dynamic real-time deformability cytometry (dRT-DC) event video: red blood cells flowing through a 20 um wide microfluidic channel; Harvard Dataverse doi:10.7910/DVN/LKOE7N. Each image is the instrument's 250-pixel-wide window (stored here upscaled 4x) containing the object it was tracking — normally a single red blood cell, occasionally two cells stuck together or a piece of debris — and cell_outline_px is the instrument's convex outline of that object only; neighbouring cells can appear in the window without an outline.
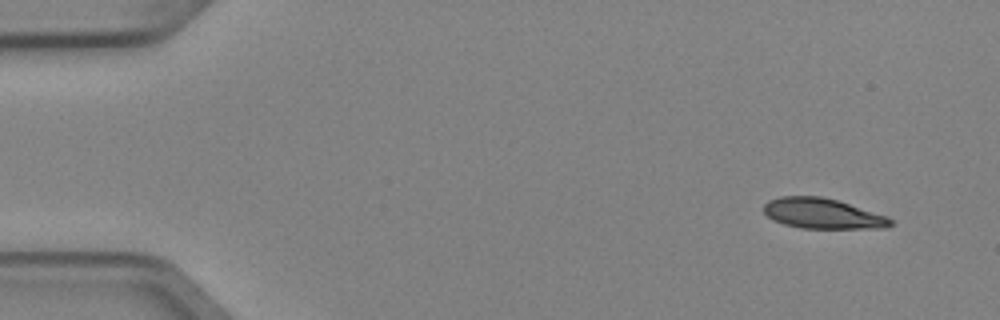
{"species": "Egyptian fruit bat (a non-hibernating species)", "species_latin": "Rousettus aegyptiacus", "temperature_condition": "cold", "stored_images_in_passage": 4, "camera_frame_rate_fps": 3000, "um_per_image_px": 0.085, "animal": {"sex": "female"}, "frame": {"image": 1, "passage_image": 1, "time_ms": 0.0, "image_size_px": [1000, 320], "cell_outline_px": [[892, 224], [888, 228], [800, 228], [784, 224], [772, 220], [764, 212], [764, 204], [768, 200], [780, 196], [820, 196], [836, 200], [888, 216], [892, 220]], "centroid_in_image_um": [69.9, 18.15], "position_along_channel_um": 15.1, "area_um2": 22.37}}
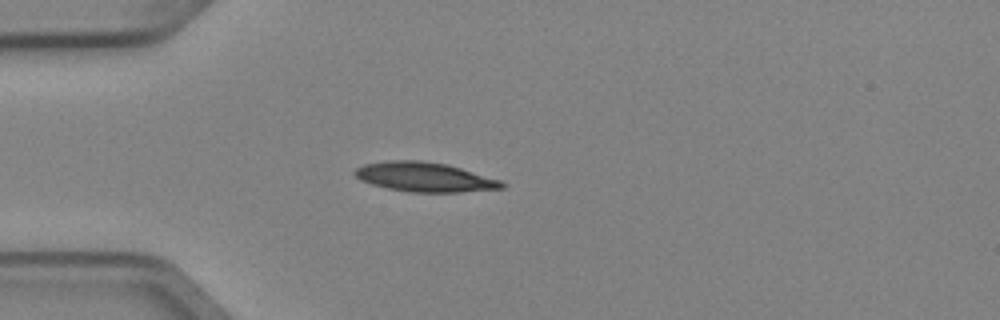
{"frame": {"image": 2, "passage_image": 4, "time_ms": 1.0, "image_size_px": [1000, 320], "cell_outline_px": [[508, 184], [504, 188], [460, 192], [408, 192], [388, 188], [372, 184], [360, 180], [352, 172], [356, 168], [364, 164], [392, 160], [420, 160], [448, 164], [500, 180]], "centroid_in_image_um": [36.1, 15.05], "position_along_channel_um": 48.9, "area_um2": 25.26}}